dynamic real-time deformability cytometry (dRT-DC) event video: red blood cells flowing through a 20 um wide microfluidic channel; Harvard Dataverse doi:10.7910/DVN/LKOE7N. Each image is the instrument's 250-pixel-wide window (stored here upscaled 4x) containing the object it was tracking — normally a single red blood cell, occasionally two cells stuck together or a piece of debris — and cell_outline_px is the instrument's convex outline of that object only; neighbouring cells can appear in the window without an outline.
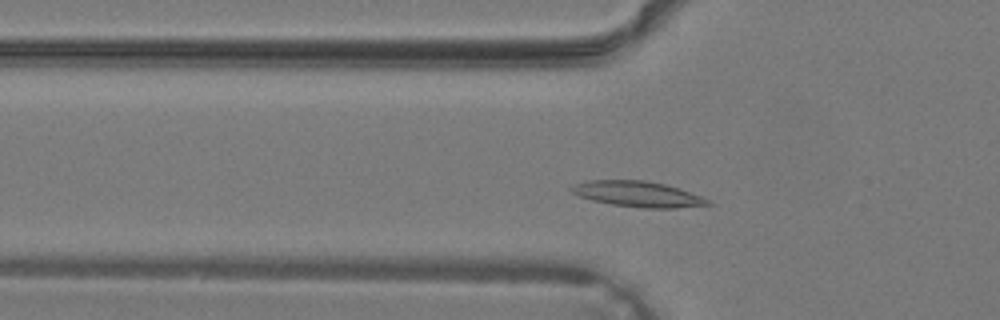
{"species": "common noctule bat (a hibernating species)", "species_latin": "Nyctalus noctula", "temperature_condition": "warm", "stored_images_in_passage": 29, "camera_frame_rate_fps": 3000, "um_per_image_px": 0.085, "animal": {"sex": "male", "body_mass_g": 19.2, "forearm_length_mm": 51.8}, "frame": {"image": 1, "passage_image": 3, "time_ms": 0.667, "image_size_px": [1000, 320], "cell_outline_px": [[712, 204], [676, 208], [644, 208], [612, 204], [592, 200], [580, 196], [572, 192], [568, 188], [572, 184], [588, 180], [644, 180], [664, 184], [680, 188], [700, 196], [708, 200]], "centroid_in_image_um": [54.17, 16.48], "position_along_channel_um": 71.6, "area_um2": 20.29}}
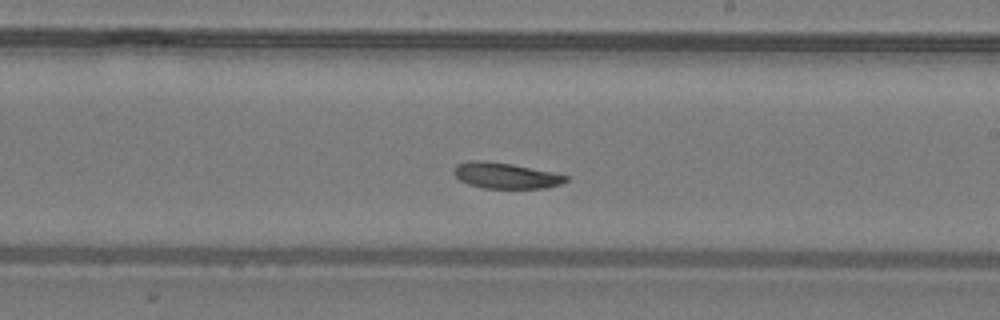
{"frame": {"image": 2, "passage_image": 13, "time_ms": 4.0, "image_size_px": [1000, 320], "cell_outline_px": [[568, 180], [560, 184], [548, 188], [484, 188], [468, 184], [460, 180], [452, 172], [456, 164], [468, 160], [484, 160], [512, 164], [552, 172], [568, 176]], "centroid_in_image_um": [42.95, 14.92], "position_along_channel_um": 246.1, "area_um2": 16.94}}
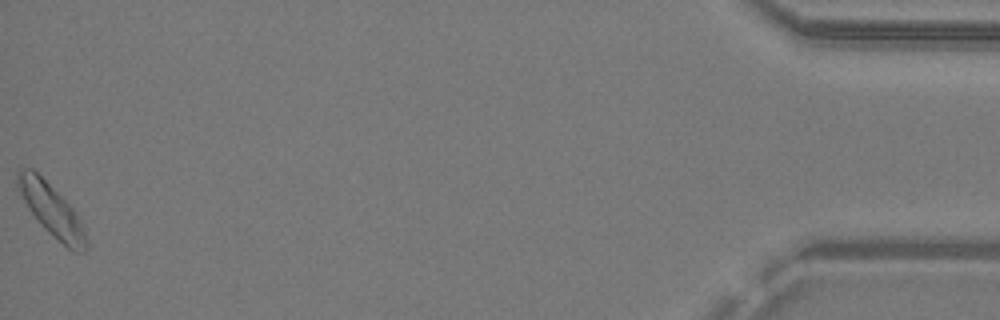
{"frame": {"image": 3, "passage_image": 29, "time_ms": 9.333, "image_size_px": [1000, 320], "cell_outline_px": [[88, 248], [84, 252], [76, 252], [68, 248], [48, 232], [40, 224], [28, 208], [16, 184], [16, 172], [20, 168], [32, 168], [72, 208], [80, 220], [88, 244]], "centroid_in_image_um": [4.36, 17.87], "position_along_channel_um": 430.8, "area_um2": 20.23}}